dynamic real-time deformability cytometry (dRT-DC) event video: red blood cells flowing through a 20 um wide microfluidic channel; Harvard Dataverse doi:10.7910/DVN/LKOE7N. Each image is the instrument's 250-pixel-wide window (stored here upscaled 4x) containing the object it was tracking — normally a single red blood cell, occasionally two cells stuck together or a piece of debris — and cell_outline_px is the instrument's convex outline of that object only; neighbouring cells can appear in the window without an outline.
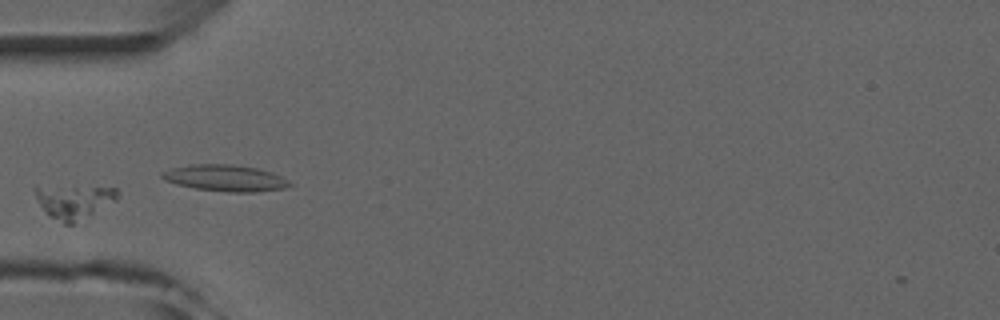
{"species": "common noctule bat (a hibernating species)", "species_latin": "Nyctalus noctula", "temperature_condition": "room temperature", "stored_images_in_passage": 6, "camera_frame_rate_fps": 3000, "um_per_image_px": 0.085, "animal": {"sex": "male", "forearm_length_mm": 52.5}, "frame": {"image": 1, "passage_image": 5, "time_ms": 4.667, "image_size_px": [1000, 320], "cell_outline_px": [[120, 196], [116, 200], [88, 216], [72, 224], [64, 224], [48, 216], [44, 212], [32, 188], [116, 188], [120, 192]], "centroid_in_image_um": [6.3, 17.17], "position_along_channel_um": 78.7, "area_um2": 15.55}}
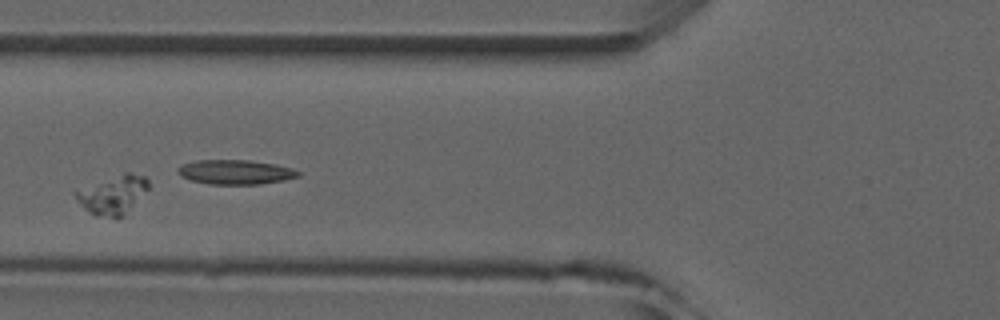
{"frame": {"image": 2, "passage_image": 6, "time_ms": 5.667, "image_size_px": [1000, 320], "cell_outline_px": [[148, 188], [116, 220], [96, 216], [88, 212], [84, 208], [72, 192], [124, 172], [128, 172], [144, 176], [148, 180]], "centroid_in_image_um": [9.54, 16.56], "position_along_channel_um": 116.3, "area_um2": 15.84}}